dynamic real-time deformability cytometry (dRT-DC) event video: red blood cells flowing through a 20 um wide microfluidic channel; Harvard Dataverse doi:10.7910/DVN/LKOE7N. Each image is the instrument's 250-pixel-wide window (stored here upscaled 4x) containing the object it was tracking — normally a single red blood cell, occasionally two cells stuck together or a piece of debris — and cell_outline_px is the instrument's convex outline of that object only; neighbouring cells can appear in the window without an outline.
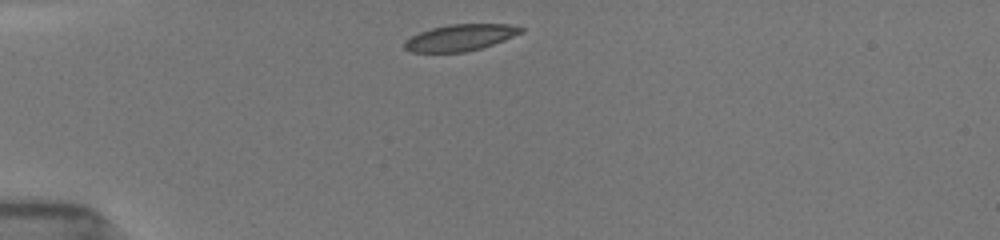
{"species": "common noctule bat (a hibernating species)", "species_latin": "Nyctalus noctula", "temperature_condition": "room temperature", "stored_images_in_passage": 4, "camera_frame_rate_fps": 3000, "um_per_image_px": 0.085, "animal": {"sex": "female", "body_mass_g": 19.5, "forearm_length_mm": 54.1}, "frame": {"image": 1, "passage_image": 1, "time_ms": 0.0, "image_size_px": [1000, 240], "cell_outline_px": [[524, 32], [504, 40], [480, 48], [464, 52], [412, 52], [404, 48], [404, 40], [420, 32], [432, 28], [448, 24], [512, 24], [524, 28]], "centroid_in_image_um": [39.13, 3.18], "position_along_channel_um": 45.9, "area_um2": 17.92}}
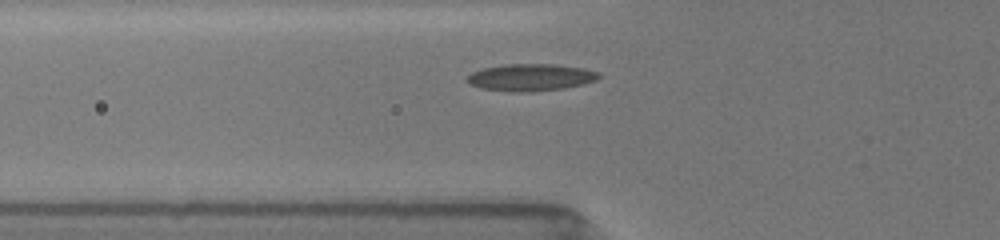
{"frame": {"image": 2, "passage_image": 4, "time_ms": 1.667, "image_size_px": [1000, 240], "cell_outline_px": [[600, 76], [596, 80], [584, 84], [564, 88], [528, 92], [512, 92], [480, 88], [464, 80], [464, 76], [472, 72], [484, 68], [504, 64], [552, 64], [584, 68], [600, 72]], "centroid_in_image_um": [45.09, 6.58], "position_along_channel_um": 80.7, "area_um2": 20.92}}